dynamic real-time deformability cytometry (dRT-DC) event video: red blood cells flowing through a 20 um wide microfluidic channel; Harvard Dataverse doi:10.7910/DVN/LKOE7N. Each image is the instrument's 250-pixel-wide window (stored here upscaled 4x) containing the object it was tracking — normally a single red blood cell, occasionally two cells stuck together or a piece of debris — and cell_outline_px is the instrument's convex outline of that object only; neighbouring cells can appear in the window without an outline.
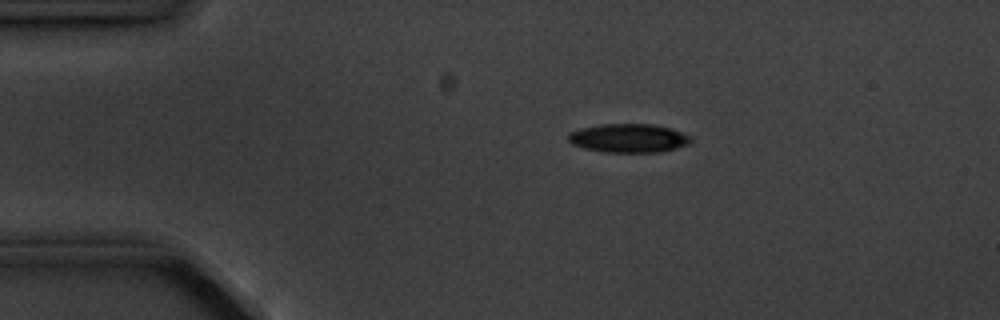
{"species": "common noctule bat (a hibernating species)", "species_latin": "Nyctalus noctula", "temperature_condition": "cold", "stored_images_in_passage": 15, "camera_frame_rate_fps": 3000, "um_per_image_px": 0.085, "animal": {"sex": "male", "body_mass_g": 20.1, "forearm_length_mm": 53.5}, "frame": {"image": 1, "passage_image": 3, "time_ms": 3.333, "image_size_px": [1000, 320], "cell_outline_px": [[692, 140], [688, 144], [676, 148], [660, 152], [604, 152], [584, 148], [572, 144], [568, 140], [568, 132], [580, 128], [600, 124], [652, 124], [672, 128], [688, 136]], "centroid_in_image_um": [53.39, 11.74], "position_along_channel_um": 31.6, "area_um2": 20.52}}
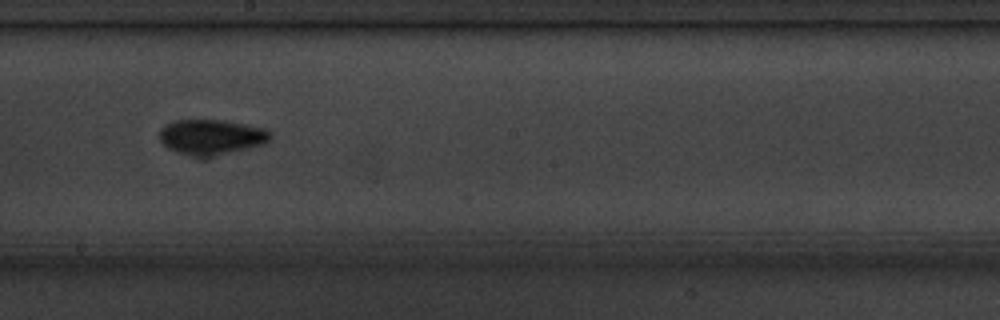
{"frame": {"image": 2, "passage_image": 9, "time_ms": 10.0, "image_size_px": [1000, 320], "cell_outline_px": [[272, 140], [264, 144], [248, 148], [212, 156], [196, 156], [176, 152], [168, 148], [160, 140], [160, 128], [164, 124], [172, 120], [224, 120], [264, 128], [272, 132]], "centroid_in_image_um": [17.97, 11.62], "position_along_channel_um": 230.2, "area_um2": 22.77}}
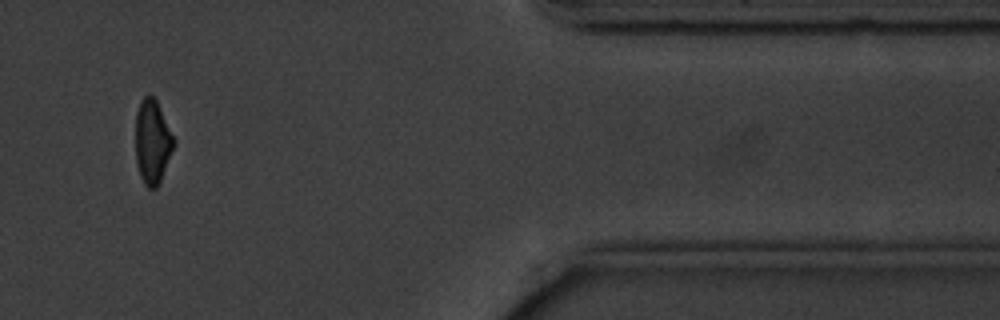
{"frame": {"image": 3, "passage_image": 13, "time_ms": 15.667, "image_size_px": [1000, 320], "cell_outline_px": [[176, 144], [160, 180], [156, 188], [148, 188], [144, 184], [140, 176], [136, 164], [136, 112], [140, 100], [148, 92], [156, 100], [176, 140]], "centroid_in_image_um": [12.96, 12.03], "position_along_channel_um": 398.4, "area_um2": 18.9}, "authors_computed_cell_mechanics": {"area_um2": 19.941, "velocity_mm_per_s": 3.6131, "shape_relaxation_time_tau1_ms": 7.1507, "shape_relaxation_time_tau2_ms": null, "deformation_change_tau1": 0.1763, "deformation_change_tau2": null}}